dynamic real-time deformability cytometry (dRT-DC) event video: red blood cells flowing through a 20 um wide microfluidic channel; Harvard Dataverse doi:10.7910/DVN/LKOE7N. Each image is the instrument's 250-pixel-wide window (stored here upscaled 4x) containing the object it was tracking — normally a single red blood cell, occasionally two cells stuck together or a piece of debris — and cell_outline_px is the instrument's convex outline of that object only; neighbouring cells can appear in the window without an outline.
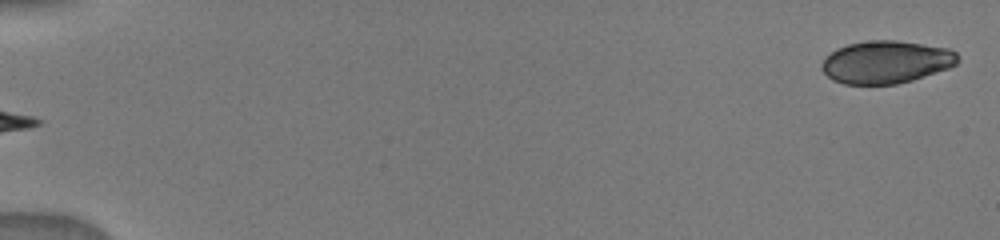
{"species": "human", "species_latin": "Homo sapiens", "temperature_condition": "warm", "stored_images_in_passage": 5, "camera_frame_rate_fps": 3000, "um_per_image_px": 0.085, "donor": {"sex": "male"}, "frame": {"image": 1, "passage_image": 5, "time_ms": 4.667, "image_size_px": [1000, 240], "cell_outline_px": [[960, 60], [956, 64], [948, 68], [912, 80], [896, 84], [844, 84], [832, 80], [820, 68], [820, 64], [824, 56], [836, 48], [848, 44], [872, 40], [896, 40], [948, 48], [956, 52]], "centroid_in_image_um": [75.28, 5.27], "position_along_channel_um": 9.7, "area_um2": 33.93}}